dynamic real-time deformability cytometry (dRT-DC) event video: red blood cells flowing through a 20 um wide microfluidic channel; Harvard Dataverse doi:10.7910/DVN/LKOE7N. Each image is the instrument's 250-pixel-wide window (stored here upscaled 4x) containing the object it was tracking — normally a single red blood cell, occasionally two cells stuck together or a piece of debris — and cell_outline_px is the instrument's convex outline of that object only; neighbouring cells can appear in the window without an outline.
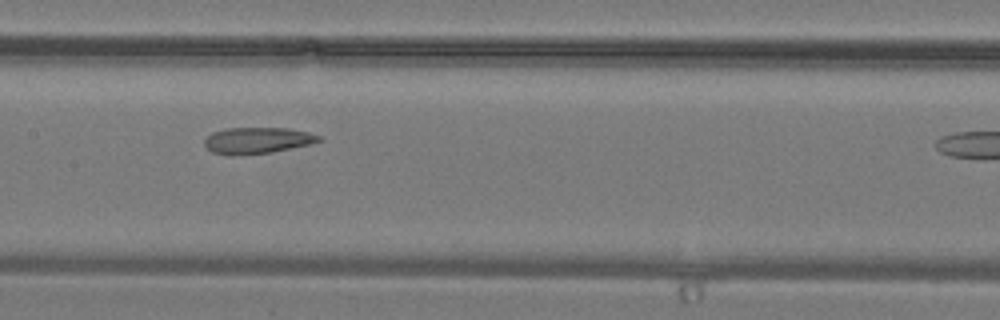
{"species": "common noctule bat (a hibernating species)", "species_latin": "Nyctalus noctula", "temperature_condition": "warm", "stored_images_in_passage": 13, "camera_frame_rate_fps": 3000, "um_per_image_px": 0.085, "animal": {"sex": "male", "body_mass_g": 19.2, "forearm_length_mm": 51.8}, "frame": {"image": 1, "passage_image": 8, "time_ms": 2.333, "image_size_px": [1000, 320], "cell_outline_px": [[324, 140], [312, 144], [272, 152], [236, 156], [232, 156], [212, 152], [204, 144], [204, 140], [212, 132], [228, 128], [288, 128], [308, 132], [320, 136]], "centroid_in_image_um": [21.89, 11.94], "position_along_channel_um": 185.5, "area_um2": 17.69}}
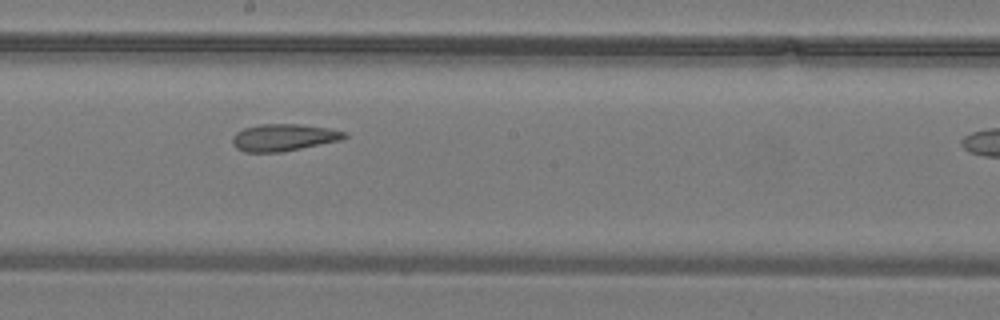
{"frame": {"image": 2, "passage_image": 10, "time_ms": 3.0, "image_size_px": [1000, 320], "cell_outline_px": [[348, 136], [340, 140], [280, 152], [244, 152], [236, 148], [232, 144], [232, 136], [236, 132], [244, 128], [260, 124], [300, 124], [328, 128], [344, 132]], "centroid_in_image_um": [24.05, 11.68], "position_along_channel_um": 224.1, "area_um2": 17.51}}